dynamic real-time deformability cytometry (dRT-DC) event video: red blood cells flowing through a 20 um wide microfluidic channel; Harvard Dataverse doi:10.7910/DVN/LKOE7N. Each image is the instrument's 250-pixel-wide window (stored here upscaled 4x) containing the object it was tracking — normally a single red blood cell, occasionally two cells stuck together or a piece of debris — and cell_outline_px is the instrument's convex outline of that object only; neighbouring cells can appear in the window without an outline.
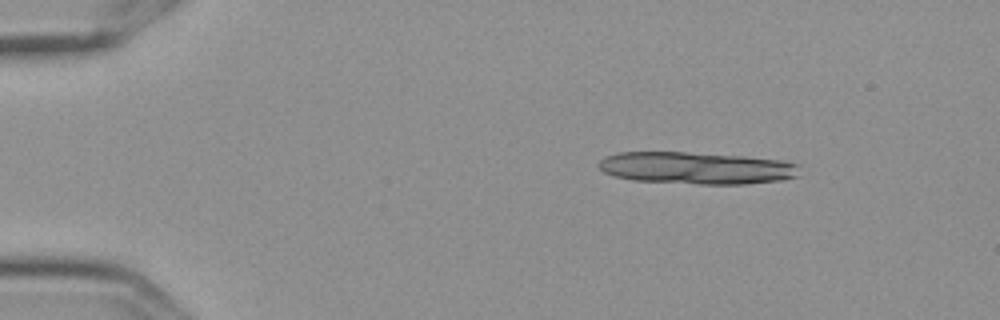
{"species": "Egyptian fruit bat (a non-hibernating species)", "species_latin": "Rousettus aegyptiacus", "temperature_condition": "cold", "stored_images_in_passage": 6, "segment_of_instrument_passage": [1, 2], "camera_frame_rate_fps": 3000, "um_per_image_px": 0.085, "frame": {"image": 1, "passage_image": 2, "time_ms": 0.333, "image_size_px": [1000, 320], "cell_outline_px": [[800, 176], [784, 180], [744, 184], [700, 184], [632, 180], [616, 176], [604, 172], [596, 164], [600, 160], [616, 152], [688, 152], [744, 156], [784, 160], [800, 164]], "centroid_in_image_um": [59.28, 14.28], "position_along_channel_um": 25.7, "area_um2": 37.97}}